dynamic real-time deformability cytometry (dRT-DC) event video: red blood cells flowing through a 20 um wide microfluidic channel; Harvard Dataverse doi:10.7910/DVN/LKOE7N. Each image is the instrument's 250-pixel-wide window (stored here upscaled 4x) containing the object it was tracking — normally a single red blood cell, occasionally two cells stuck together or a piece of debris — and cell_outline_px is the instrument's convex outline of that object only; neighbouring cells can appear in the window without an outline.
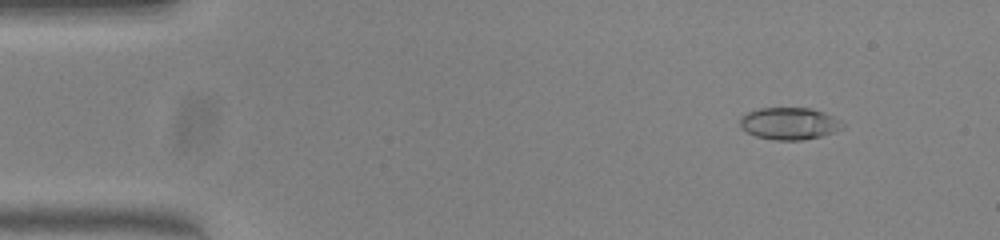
{"species": "common noctule bat (a hibernating species)", "species_latin": "Nyctalus noctula", "temperature_condition": "warm", "stored_images_in_passage": 52, "camera_frame_rate_fps": 3000, "um_per_image_px": 0.085, "animal": {"sex": "female", "body_mass_g": 23.0, "forearm_length_mm": 53.4}, "frame": {"image": 1, "passage_image": 6, "time_ms": 1.667, "image_size_px": [1000, 240], "cell_outline_px": [[844, 128], [836, 132], [820, 136], [800, 140], [776, 140], [756, 136], [740, 128], [740, 116], [748, 112], [760, 108], [808, 108], [824, 112], [832, 116], [844, 124]], "centroid_in_image_um": [67.09, 10.5], "position_along_channel_um": 17.9, "area_um2": 19.13}}
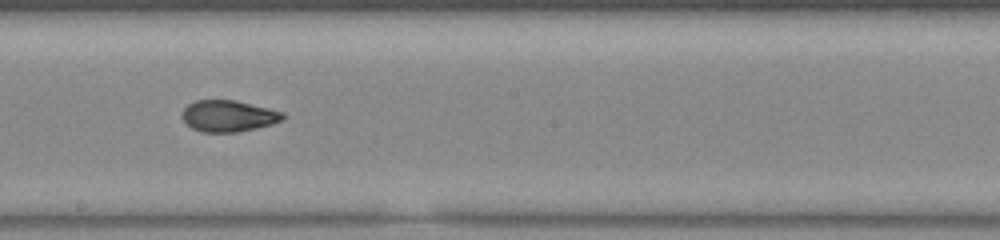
{"frame": {"image": 2, "passage_image": 29, "time_ms": 9.333, "image_size_px": [1000, 240], "cell_outline_px": [[288, 116], [284, 120], [272, 124], [256, 128], [236, 132], [200, 132], [192, 128], [180, 116], [184, 108], [188, 104], [196, 100], [232, 100], [268, 108], [284, 112]], "centroid_in_image_um": [19.43, 9.86], "position_along_channel_um": 228.8, "area_um2": 18.5}}
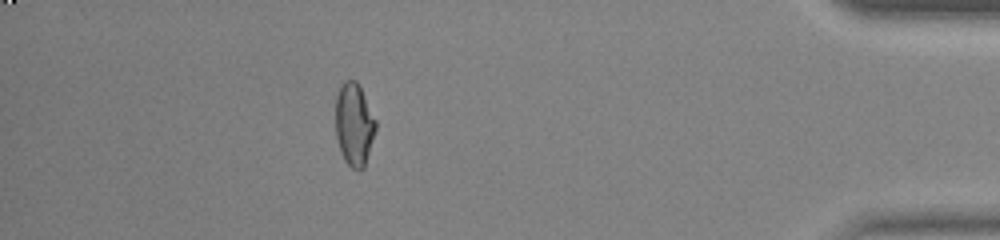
{"frame": {"image": 3, "passage_image": 46, "time_ms": 15.0, "image_size_px": [1000, 240], "cell_outline_px": [[376, 128], [364, 168], [352, 168], [344, 160], [340, 152], [336, 136], [336, 96], [340, 84], [344, 80], [356, 80], [376, 120]], "centroid_in_image_um": [30.08, 10.56], "position_along_channel_um": 405.1, "area_um2": 19.19}, "authors_computed_cell_mechanics": {"area_um2": 19.1318, "velocity_mm_per_s": 4.0096, "shape_relaxation_time_tau1_ms": null, "shape_relaxation_time_tau2_ms": 1.4755, "deformation_change_tau1": null, "deformation_change_tau2": 0.0663}}